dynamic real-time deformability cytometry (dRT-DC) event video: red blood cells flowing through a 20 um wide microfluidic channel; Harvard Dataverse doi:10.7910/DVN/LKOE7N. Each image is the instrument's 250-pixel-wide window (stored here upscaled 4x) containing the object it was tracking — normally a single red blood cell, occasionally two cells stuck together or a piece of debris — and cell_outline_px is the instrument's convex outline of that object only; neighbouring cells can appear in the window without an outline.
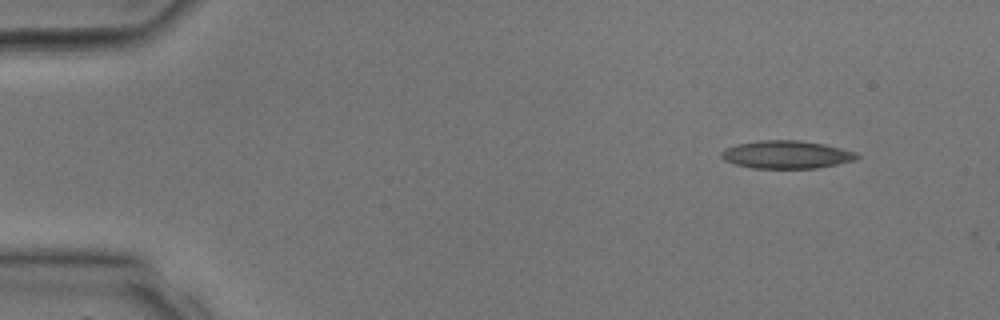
{"species": "common noctule bat (a hibernating species)", "species_latin": "Nyctalus noctula", "temperature_condition": "room temperature", "stored_images_in_passage": 3, "camera_frame_rate_fps": 3000, "um_per_image_px": 0.085, "animal": {"sex": "male", "body_mass_g": 17.9, "forearm_length_mm": 54.2}, "frame": {"image": 1, "passage_image": 1, "time_ms": 0.0, "image_size_px": [1000, 320], "cell_outline_px": [[860, 156], [856, 160], [816, 168], [752, 168], [736, 164], [724, 160], [720, 156], [720, 152], [724, 148], [736, 144], [760, 140], [800, 140], [824, 144], [856, 152]], "centroid_in_image_um": [66.82, 13.13], "position_along_channel_um": 18.2, "area_um2": 22.08}}
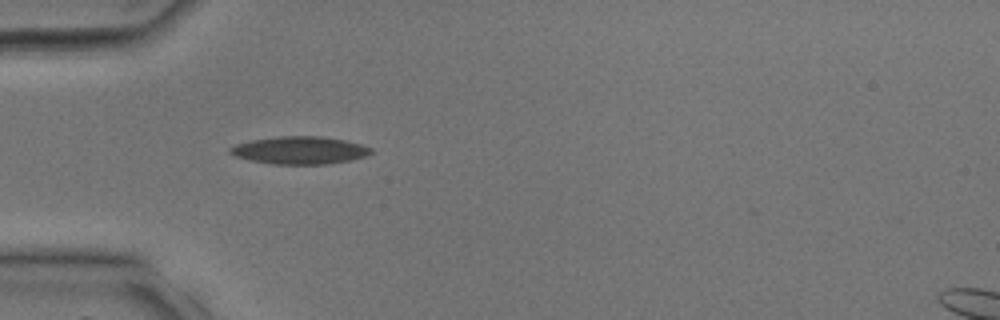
{"frame": {"image": 2, "passage_image": 3, "time_ms": 0.667, "image_size_px": [1000, 320], "cell_outline_px": [[372, 152], [368, 156], [328, 164], [272, 164], [232, 156], [228, 152], [228, 148], [236, 144], [252, 140], [276, 136], [320, 136], [344, 140], [360, 144], [372, 148]], "centroid_in_image_um": [25.45, 12.77], "position_along_channel_um": 59.6, "area_um2": 22.72}}